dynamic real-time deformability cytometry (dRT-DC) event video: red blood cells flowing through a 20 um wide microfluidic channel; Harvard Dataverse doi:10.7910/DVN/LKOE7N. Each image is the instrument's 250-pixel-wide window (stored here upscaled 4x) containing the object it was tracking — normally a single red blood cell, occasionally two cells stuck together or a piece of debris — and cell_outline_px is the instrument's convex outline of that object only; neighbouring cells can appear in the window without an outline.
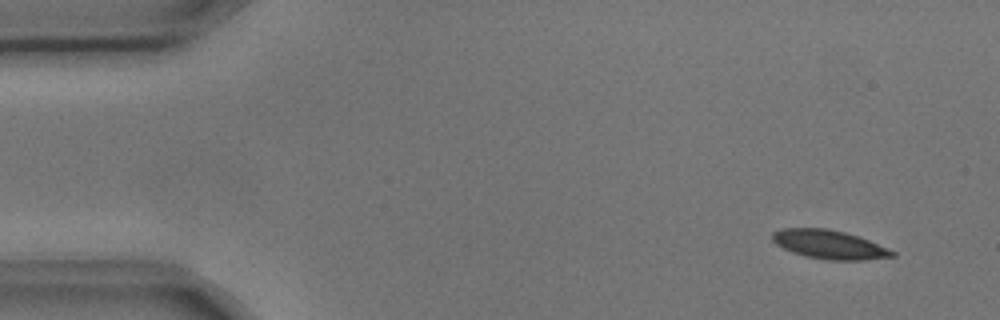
{"species": "common noctule bat (a hibernating species)", "species_latin": "Nyctalus noctula", "temperature_condition": "cold", "stored_images_in_passage": 4, "camera_frame_rate_fps": 3000, "um_per_image_px": 0.085, "animal": {"sex": "male", "body_mass_g": 17.9, "forearm_length_mm": 54.2}, "frame": {"image": 1, "passage_image": 1, "time_ms": 0.0, "image_size_px": [1000, 320], "cell_outline_px": [[896, 256], [864, 260], [828, 260], [804, 256], [792, 252], [776, 244], [772, 240], [772, 232], [780, 228], [828, 228], [844, 232], [868, 240], [888, 248], [896, 252]], "centroid_in_image_um": [70.47, 20.78], "position_along_channel_um": 14.5, "area_um2": 20.11}}
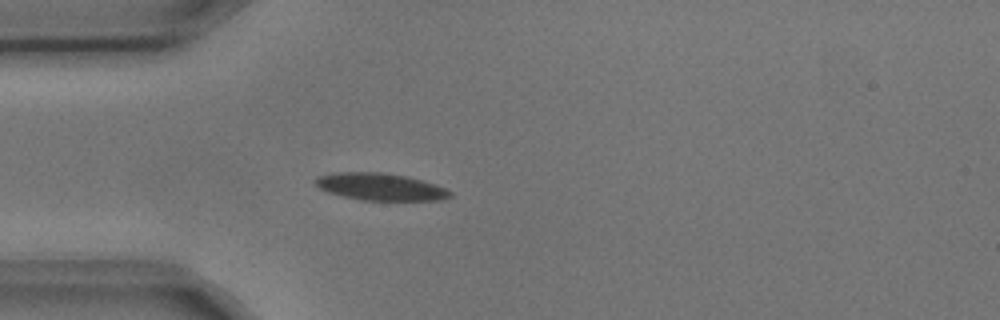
{"frame": {"image": 2, "passage_image": 4, "time_ms": 1.0, "image_size_px": [1000, 320], "cell_outline_px": [[452, 196], [440, 200], [364, 200], [344, 196], [328, 192], [320, 188], [312, 180], [320, 176], [336, 172], [380, 172], [408, 176], [436, 184], [452, 192]], "centroid_in_image_um": [32.35, 15.87], "position_along_channel_um": 52.6, "area_um2": 21.21}}